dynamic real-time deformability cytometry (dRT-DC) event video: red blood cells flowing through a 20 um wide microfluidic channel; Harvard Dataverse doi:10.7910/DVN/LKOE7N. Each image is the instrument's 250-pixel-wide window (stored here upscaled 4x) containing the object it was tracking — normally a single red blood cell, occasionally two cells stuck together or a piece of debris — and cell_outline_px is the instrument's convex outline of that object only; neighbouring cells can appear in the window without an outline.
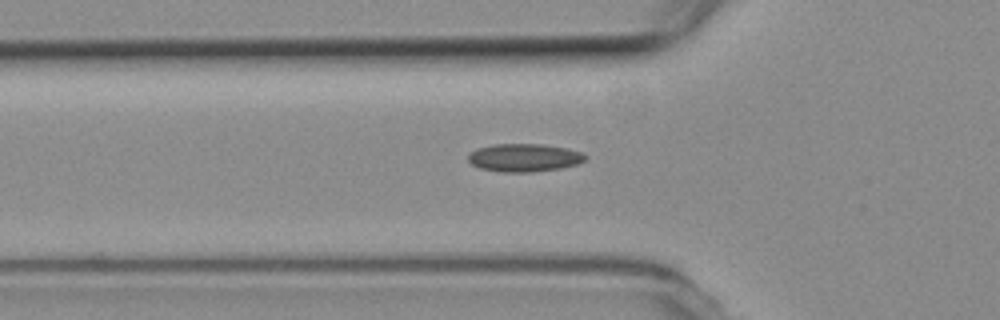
{"species": "common noctule bat (a hibernating species)", "species_latin": "Nyctalus noctula", "temperature_condition": "room temperature", "stored_images_in_passage": 54, "camera_frame_rate_fps": 3000, "um_per_image_px": 0.085, "animal": {"sex": "female", "body_mass_g": 19.3, "forearm_length_mm": 54.1}, "frame": {"image": 1, "passage_image": 17, "time_ms": 5.333, "image_size_px": [1000, 320], "cell_outline_px": [[588, 156], [584, 160], [576, 164], [560, 168], [532, 172], [504, 172], [480, 168], [472, 164], [468, 160], [468, 156], [476, 148], [492, 144], [544, 144], [584, 152]], "centroid_in_image_um": [44.56, 13.39], "position_along_channel_um": 81.2, "area_um2": 19.07}}
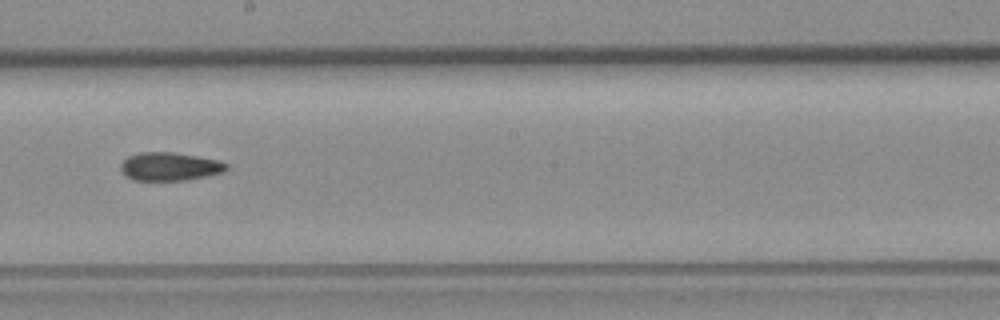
{"frame": {"image": 2, "passage_image": 29, "time_ms": 9.333, "image_size_px": [1000, 320], "cell_outline_px": [[228, 168], [224, 172], [208, 176], [184, 180], [132, 180], [120, 168], [120, 164], [128, 156], [140, 152], [172, 152], [220, 160], [228, 164]], "centroid_in_image_um": [14.46, 14.15], "position_along_channel_um": 233.7, "area_um2": 17.4}}
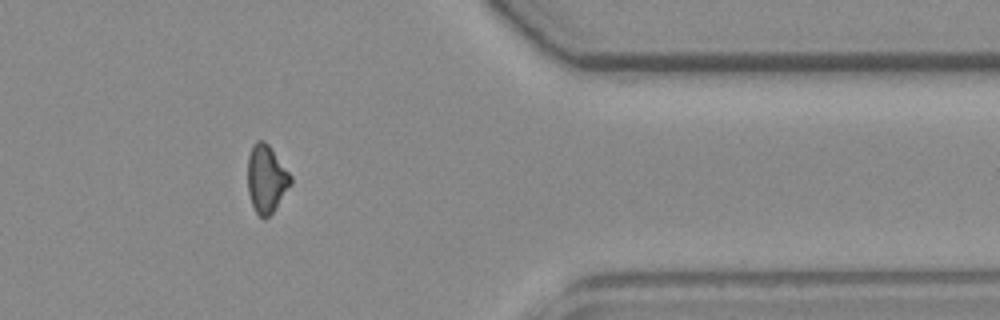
{"frame": {"image": 3, "passage_image": 43, "time_ms": 14.0, "image_size_px": [1000, 320], "cell_outline_px": [[292, 184], [272, 212], [264, 220], [256, 212], [252, 204], [248, 192], [248, 156], [256, 140], [264, 140], [268, 144], [292, 176]], "centroid_in_image_um": [22.65, 15.2], "position_along_channel_um": 388.8, "area_um2": 16.82}, "authors_computed_cell_mechanics": {"area_um2": 17.5712, "velocity_mm_per_s": 3.7968, "shape_relaxation_time_tau1_ms": null, "shape_relaxation_time_tau2_ms": 10.4079, "deformation_change_tau1": null, "deformation_change_tau2": 0.1866}}